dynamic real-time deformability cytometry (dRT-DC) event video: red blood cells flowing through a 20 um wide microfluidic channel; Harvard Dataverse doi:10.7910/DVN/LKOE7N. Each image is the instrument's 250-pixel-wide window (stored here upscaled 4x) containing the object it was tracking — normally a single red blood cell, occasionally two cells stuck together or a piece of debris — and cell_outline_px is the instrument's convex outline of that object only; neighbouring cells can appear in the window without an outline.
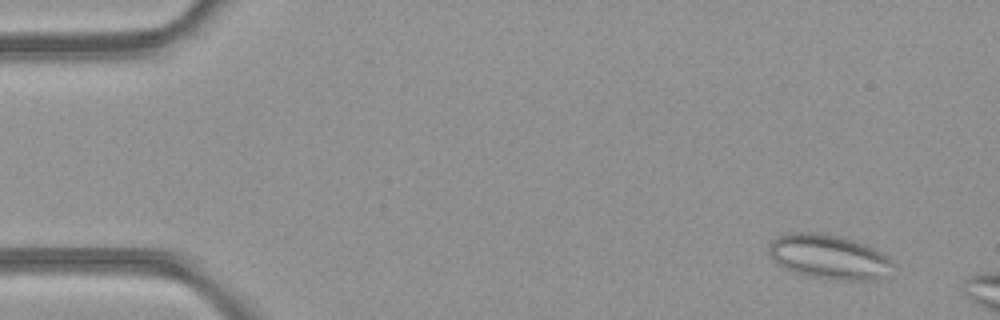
{"species": "common noctule bat (a hibernating species)", "species_latin": "Nyctalus noctula", "temperature_condition": "room temperature", "stored_images_in_passage": 9, "camera_frame_rate_fps": 3000, "um_per_image_px": 0.085, "animal": {"sex": "female", "body_mass_g": 21.9}, "frame": {"image": 1, "passage_image": 4, "time_ms": 1.0, "image_size_px": [1000, 320], "cell_outline_px": [[896, 264], [892, 276], [880, 280], [836, 280], [808, 276], [792, 272], [784, 268], [768, 252], [768, 248], [772, 240], [776, 236], [784, 232], [816, 232], [840, 236], [868, 244], [876, 248]], "centroid_in_image_um": [70.55, 21.84], "position_along_channel_um": 14.5, "area_um2": 33.06}}